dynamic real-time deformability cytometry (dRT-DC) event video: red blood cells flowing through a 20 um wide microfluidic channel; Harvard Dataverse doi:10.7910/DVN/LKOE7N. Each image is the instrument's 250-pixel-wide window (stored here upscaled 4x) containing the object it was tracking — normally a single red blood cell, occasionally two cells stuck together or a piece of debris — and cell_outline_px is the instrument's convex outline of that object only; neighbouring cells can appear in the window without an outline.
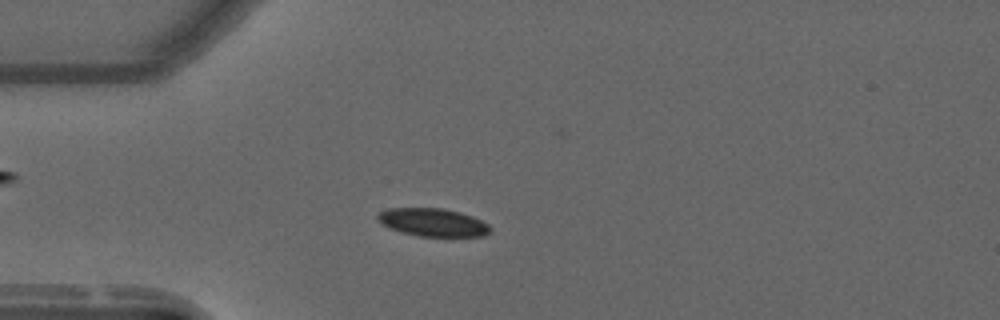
{"species": "common noctule bat (a hibernating species)", "species_latin": "Nyctalus noctula", "temperature_condition": "warm", "stored_images_in_passage": 56, "camera_frame_rate_fps": 3000, "um_per_image_px": 0.085, "animal": {"sex": "male", "forearm_length_mm": 52.5}, "frame": {"image": 1, "passage_image": 15, "time_ms": 4.667, "image_size_px": [1000, 320], "cell_outline_px": [[492, 228], [484, 236], [420, 236], [404, 232], [392, 228], [384, 224], [376, 216], [380, 212], [388, 208], [444, 208], [460, 212], [472, 216], [488, 224]], "centroid_in_image_um": [36.84, 18.89], "position_along_channel_um": 48.2, "area_um2": 18.03}}
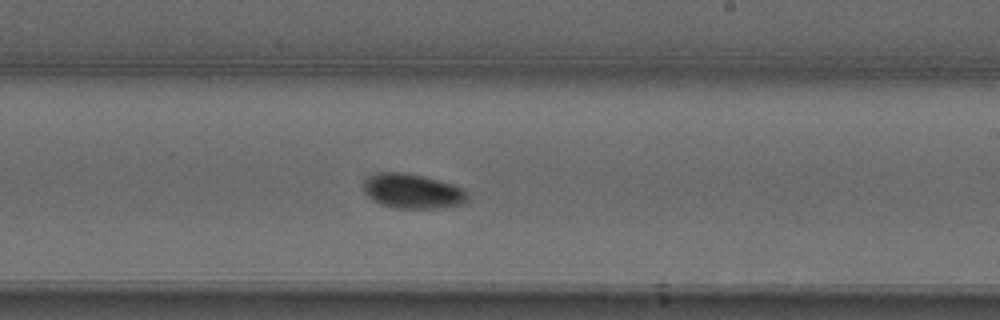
{"frame": {"image": 2, "passage_image": 33, "time_ms": 10.667, "image_size_px": [1000, 320], "cell_outline_px": [[468, 204], [436, 208], [396, 208], [380, 204], [372, 200], [364, 192], [364, 180], [368, 176], [376, 172], [404, 172], [424, 176], [452, 184], [464, 188], [468, 192]], "centroid_in_image_um": [35.09, 16.25], "position_along_channel_um": 253.9, "area_um2": 21.39}}
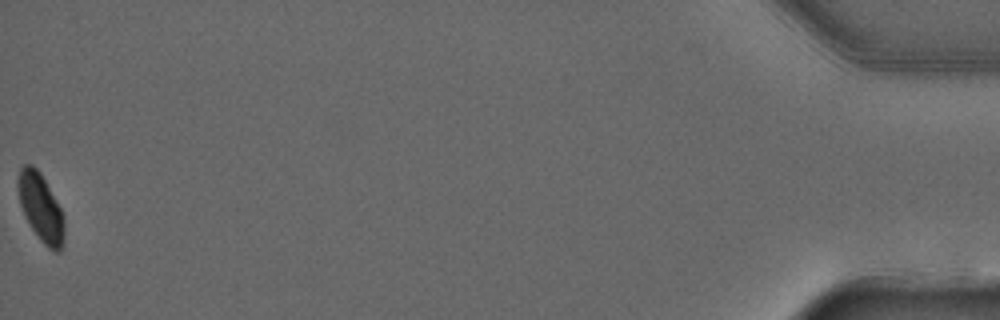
{"frame": {"image": 3, "passage_image": 56, "time_ms": 18.333, "image_size_px": [1000, 320], "cell_outline_px": [[64, 244], [60, 252], [56, 252], [48, 248], [40, 240], [32, 228], [20, 204], [16, 188], [16, 180], [20, 168], [24, 164], [32, 164], [40, 172], [60, 208], [64, 216]], "centroid_in_image_um": [3.46, 17.64], "position_along_channel_um": 431.7, "area_um2": 18.32}, "authors_computed_cell_mechanics": {"area_um2": 19.1318, "velocity_mm_per_s": 3.6627, "shape_relaxation_time_tau1_ms": 11.3642, "shape_relaxation_time_tau2_ms": 3.2278, "deformation_change_tau1": 0.1723, "deformation_change_tau2": 0.0306}}